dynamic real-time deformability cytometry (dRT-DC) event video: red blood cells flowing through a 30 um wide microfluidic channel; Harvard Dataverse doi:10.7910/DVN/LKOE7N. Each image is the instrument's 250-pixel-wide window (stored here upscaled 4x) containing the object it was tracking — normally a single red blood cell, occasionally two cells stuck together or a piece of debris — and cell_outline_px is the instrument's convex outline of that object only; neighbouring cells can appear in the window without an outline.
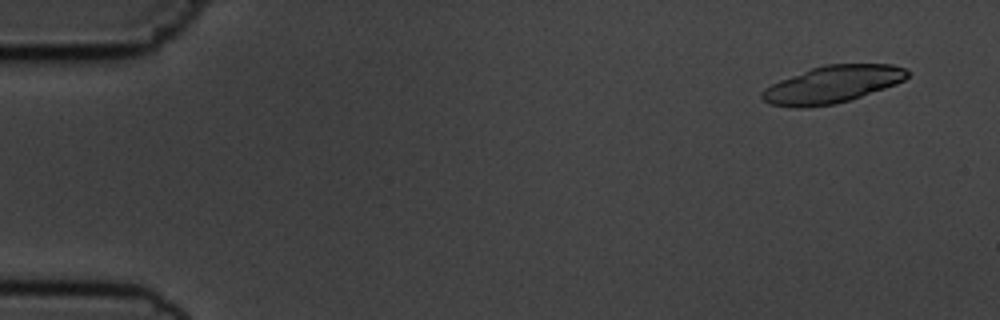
{"species": "common noctule bat (a hibernating species)", "species_latin": "Nyctalus noctula", "temperature_condition": "cold", "stored_images_in_passage": 9, "camera_frame_rate_fps": 3000, "um_per_image_px": 0.085, "animal": {"sex": "male", "body_mass_g": 19.5, "forearm_length_mm": 54.6}, "frame": {"image": 1, "passage_image": 1, "time_ms": 0.0, "image_size_px": [1000, 320], "cell_outline_px": [[908, 76], [904, 80], [896, 84], [836, 104], [804, 108], [796, 108], [768, 104], [760, 96], [760, 92], [764, 88], [780, 80], [812, 68], [824, 64], [892, 64], [904, 68], [908, 72]], "centroid_in_image_um": [70.71, 7.18], "position_along_channel_um": 14.3, "area_um2": 31.39}}
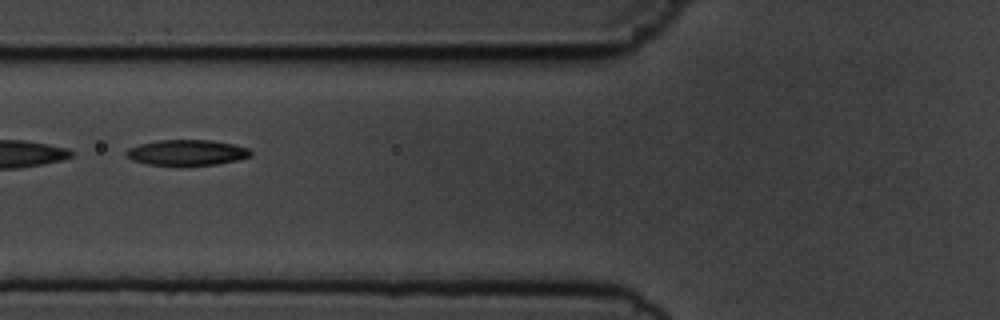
{"frame": {"image": 2, "passage_image": 6, "time_ms": 6.0, "image_size_px": [1000, 320], "cell_outline_px": [[252, 156], [236, 160], [216, 164], [180, 168], [148, 164], [132, 160], [124, 156], [124, 152], [128, 148], [140, 144], [160, 140], [208, 140], [232, 144], [248, 148], [252, 152]], "centroid_in_image_um": [15.83, 13.01], "position_along_channel_um": 110.0, "area_um2": 19.19}}
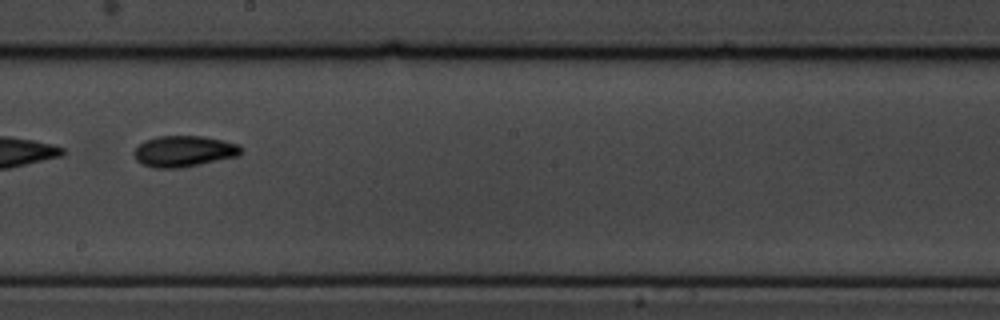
{"frame": {"image": 3, "passage_image": 9, "time_ms": 9.333, "image_size_px": [1000, 320], "cell_outline_px": [[244, 148], [240, 156], [180, 168], [152, 168], [136, 160], [132, 152], [144, 140], [156, 136], [204, 136], [224, 140], [240, 144]], "centroid_in_image_um": [15.67, 12.85], "position_along_channel_um": 232.5, "area_um2": 19.71}}